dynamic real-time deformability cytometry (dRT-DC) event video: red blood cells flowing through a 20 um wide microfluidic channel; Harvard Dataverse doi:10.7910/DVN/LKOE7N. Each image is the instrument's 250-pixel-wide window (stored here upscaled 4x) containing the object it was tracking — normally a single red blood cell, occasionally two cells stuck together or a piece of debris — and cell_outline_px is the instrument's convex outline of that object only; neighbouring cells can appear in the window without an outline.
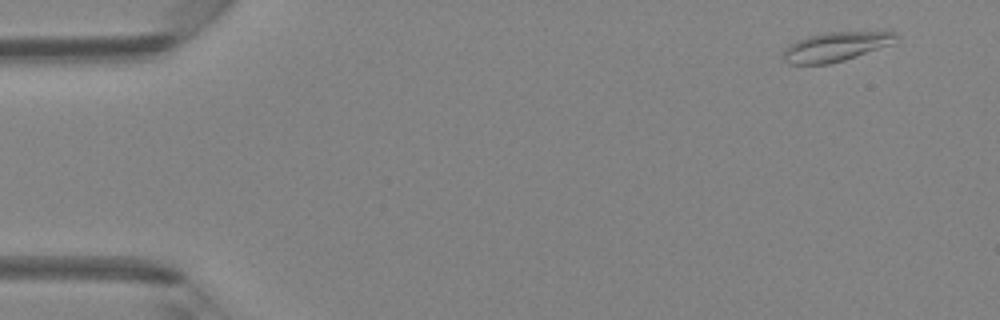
{"species": "Egyptian fruit bat (a non-hibernating species)", "species_latin": "Rousettus aegyptiacus", "temperature_condition": "room temperature", "stored_images_in_passage": 46, "camera_frame_rate_fps": 3000, "um_per_image_px": 0.085, "animal": {"sex": "female"}, "frame": {"image": 1, "passage_image": 1, "time_ms": 0.0, "image_size_px": [1000, 320], "cell_outline_px": [[884, 36], [860, 52], [852, 56], [840, 60], [820, 64], [808, 64], [796, 48], [800, 44], [812, 40], [832, 36]], "centroid_in_image_um": [70.92, 4.09], "position_along_channel_um": 14.1, "area_um2": 11.16}}
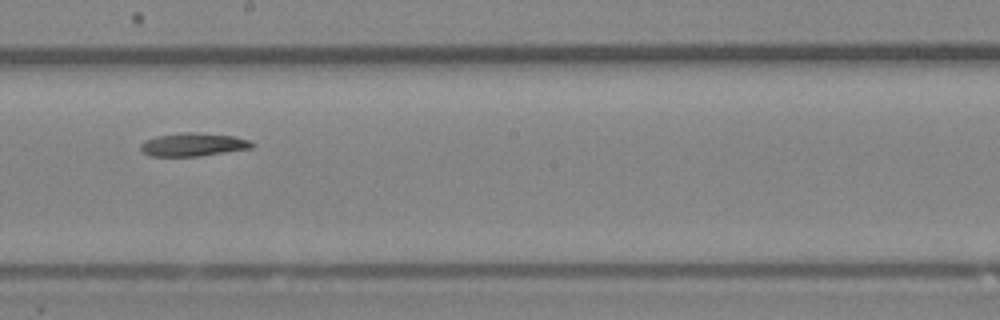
{"frame": {"image": 2, "passage_image": 25, "time_ms": 8.0, "image_size_px": [1000, 320], "cell_outline_px": [[252, 144], [244, 148], [188, 156], [160, 156], [148, 152], [144, 148], [144, 144], [152, 140], [168, 136], [228, 136], [244, 140]], "centroid_in_image_um": [16.43, 12.35], "position_along_channel_um": 231.8, "area_um2": 11.91}}
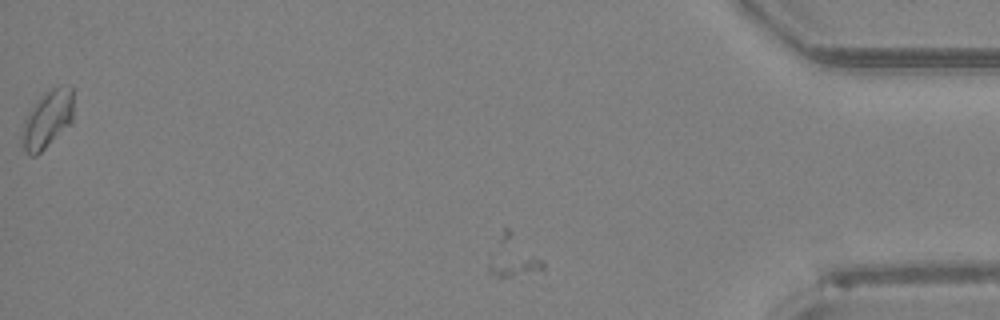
{"frame": {"image": 3, "passage_image": 46, "time_ms": 15.0, "image_size_px": [1000, 320], "cell_outline_px": [[72, 100], [68, 120], [40, 152], [36, 152], [28, 136], [28, 128], [32, 116], [40, 108], [72, 92]], "centroid_in_image_um": [4.16, 10.35], "position_along_channel_um": 431.0, "area_um2": 10.29}}